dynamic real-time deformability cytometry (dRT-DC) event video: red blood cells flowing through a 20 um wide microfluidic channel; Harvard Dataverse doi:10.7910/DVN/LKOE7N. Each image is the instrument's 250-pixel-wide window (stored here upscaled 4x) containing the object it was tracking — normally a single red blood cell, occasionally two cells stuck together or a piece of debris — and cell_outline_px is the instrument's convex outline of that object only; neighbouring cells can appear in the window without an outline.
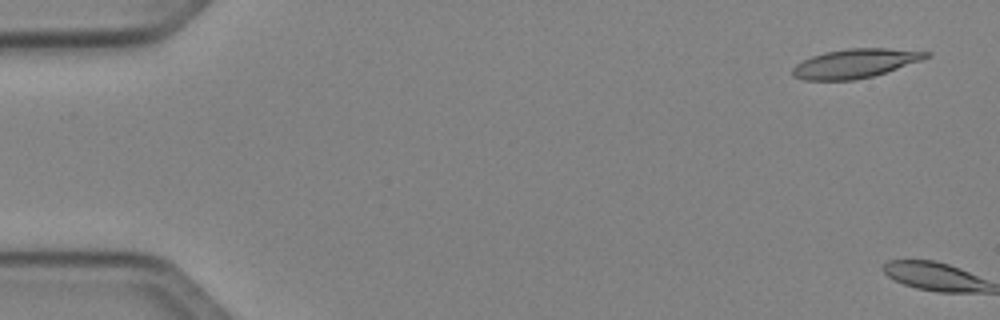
{"species": "Egyptian fruit bat (a non-hibernating species)", "species_latin": "Rousettus aegyptiacus", "temperature_condition": "cold", "stored_images_in_passage": 3, "camera_frame_rate_fps": 3000, "um_per_image_px": 0.085, "animal": {"sex": "female"}, "frame": {"image": 1, "passage_image": 1, "time_ms": 0.0, "image_size_px": [1000, 320], "cell_outline_px": [[932, 56], [872, 76], [856, 80], [804, 80], [792, 76], [792, 68], [796, 64], [812, 56], [824, 52], [848, 48], [888, 48], [932, 52]], "centroid_in_image_um": [72.66, 5.38], "position_along_channel_um": 12.3, "area_um2": 22.48}}